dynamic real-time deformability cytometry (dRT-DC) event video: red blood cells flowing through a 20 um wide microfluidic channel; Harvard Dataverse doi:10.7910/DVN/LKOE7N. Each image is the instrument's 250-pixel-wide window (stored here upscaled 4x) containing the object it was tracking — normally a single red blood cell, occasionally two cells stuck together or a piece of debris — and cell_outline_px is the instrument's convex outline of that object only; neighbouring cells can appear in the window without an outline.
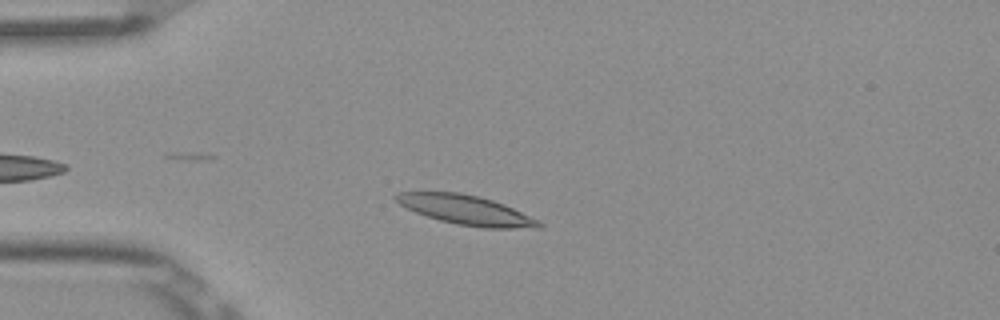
{"species": "Egyptian fruit bat (a non-hibernating species)", "species_latin": "Rousettus aegyptiacus", "temperature_condition": "room temperature", "stored_images_in_passage": 7, "camera_frame_rate_fps": 3000, "um_per_image_px": 0.085, "frame": {"image": 1, "passage_image": 5, "time_ms": 1.333, "image_size_px": [1000, 320], "cell_outline_px": [[544, 224], [540, 228], [484, 228], [456, 224], [440, 220], [416, 212], [400, 204], [392, 196], [396, 192], [460, 192], [492, 200], [504, 204]], "centroid_in_image_um": [39.58, 17.85], "position_along_channel_um": 45.4, "area_um2": 24.16}}
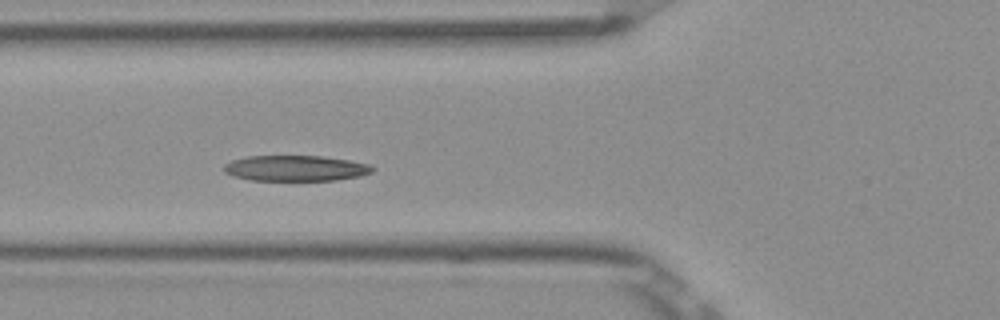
{"frame": {"image": 2, "passage_image": 7, "time_ms": 2.0, "image_size_px": [1000, 320], "cell_outline_px": [[376, 168], [372, 172], [360, 176], [336, 180], [252, 180], [236, 176], [224, 172], [224, 164], [232, 160], [248, 156], [324, 156], [348, 160], [368, 164]], "centroid_in_image_um": [25.15, 14.29], "position_along_channel_um": 100.7, "area_um2": 22.08}}